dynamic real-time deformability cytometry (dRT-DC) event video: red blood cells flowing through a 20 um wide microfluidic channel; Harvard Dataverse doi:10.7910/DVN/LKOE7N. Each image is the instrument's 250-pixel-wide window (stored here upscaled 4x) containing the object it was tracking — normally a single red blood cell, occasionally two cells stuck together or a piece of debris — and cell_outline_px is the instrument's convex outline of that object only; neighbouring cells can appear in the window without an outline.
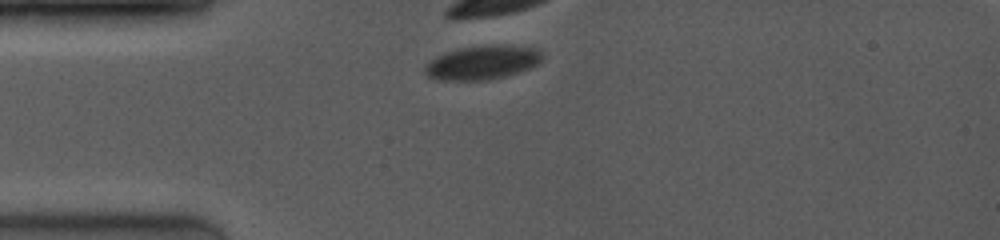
{"species": "common noctule bat (a hibernating species)", "species_latin": "Nyctalus noctula", "temperature_condition": "room temperature", "stored_images_in_passage": 3, "camera_frame_rate_fps": 4000, "um_per_image_px": 0.085, "animal": {"sex": "female", "body_mass_g": 19.0, "forearm_length_mm": 53.3}, "frame": {"image": 1, "passage_image": 1, "time_ms": 0.0, "image_size_px": [1000, 240], "cell_outline_px": [[544, 60], [540, 64], [504, 76], [488, 80], [432, 80], [424, 72], [424, 64], [436, 56], [444, 52], [460, 48], [488, 44], [500, 44], [536, 48], [540, 52]], "centroid_in_image_um": [40.96, 5.3], "position_along_channel_um": 44.0, "area_um2": 23.52}}